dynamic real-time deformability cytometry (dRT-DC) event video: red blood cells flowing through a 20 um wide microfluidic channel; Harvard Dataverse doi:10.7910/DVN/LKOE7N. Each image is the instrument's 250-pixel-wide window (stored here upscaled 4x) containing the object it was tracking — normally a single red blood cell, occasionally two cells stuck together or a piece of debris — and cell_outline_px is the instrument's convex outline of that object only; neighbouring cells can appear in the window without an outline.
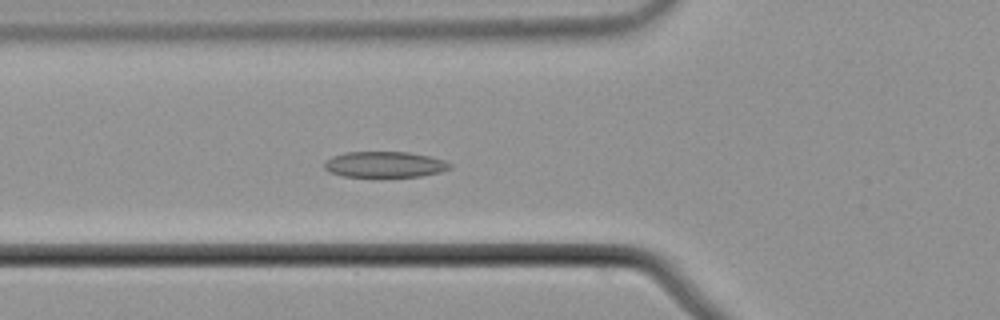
{"species": "common noctule bat (a hibernating species)", "species_latin": "Nyctalus noctula", "temperature_condition": "cold", "stored_images_in_passage": 50, "camera_frame_rate_fps": 3000, "um_per_image_px": 0.085, "animal": {"sex": "male", "body_mass_g": 21.5, "forearm_length_mm": 52.0}, "frame": {"image": 1, "passage_image": 21, "time_ms": 6.667, "image_size_px": [1000, 320], "cell_outline_px": [[452, 168], [440, 172], [420, 176], [344, 176], [328, 172], [324, 168], [324, 164], [332, 156], [348, 152], [408, 152], [428, 156], [444, 160], [452, 164]], "centroid_in_image_um": [32.71, 13.97], "position_along_channel_um": 93.1, "area_um2": 18.73}}
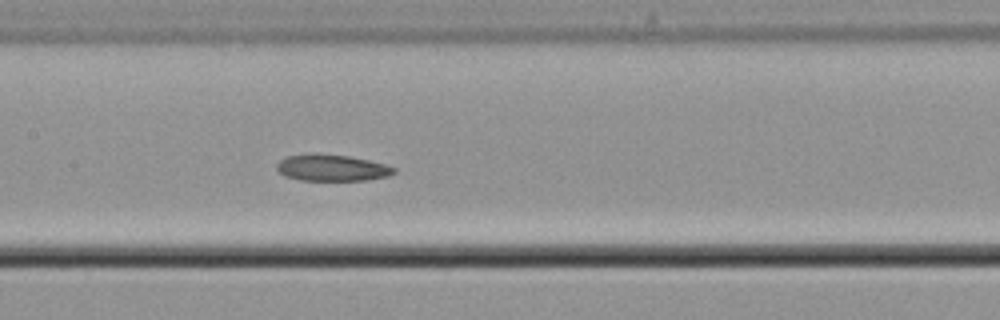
{"frame": {"image": 2, "passage_image": 28, "time_ms": 9.0, "image_size_px": [1000, 320], "cell_outline_px": [[396, 172], [388, 176], [368, 180], [300, 180], [284, 176], [276, 168], [276, 164], [280, 160], [288, 156], [308, 152], [316, 152], [348, 156], [368, 160], [384, 164], [396, 168]], "centroid_in_image_um": [28.18, 14.25], "position_along_channel_um": 179.2, "area_um2": 18.32}}
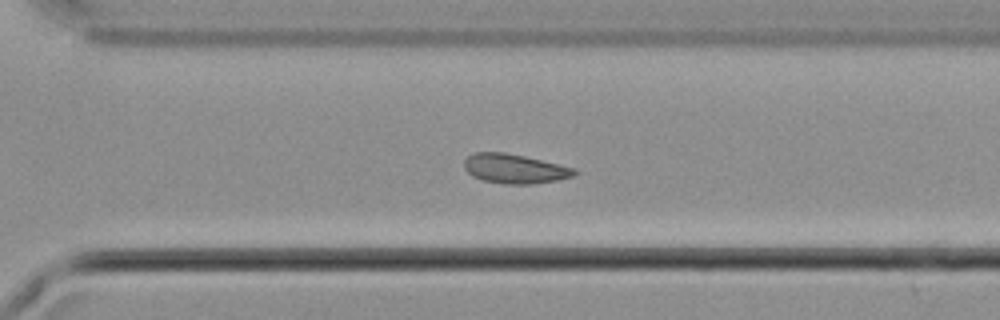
{"frame": {"image": 3, "passage_image": 40, "time_ms": 13.0, "image_size_px": [1000, 320], "cell_outline_px": [[576, 176], [556, 180], [532, 184], [504, 184], [484, 180], [472, 176], [464, 168], [464, 160], [468, 156], [476, 152], [504, 152], [524, 156], [560, 164], [576, 168]], "centroid_in_image_um": [43.76, 14.34], "position_along_channel_um": 326.8, "area_um2": 18.9}, "authors_computed_cell_mechanics": {"area_um2": 19.363, "velocity_mm_per_s": 3.691, "shape_relaxation_time_tau1_ms": null, "shape_relaxation_time_tau2_ms": 4.5111, "deformation_change_tau1": null, "deformation_change_tau2": 0.0964}}